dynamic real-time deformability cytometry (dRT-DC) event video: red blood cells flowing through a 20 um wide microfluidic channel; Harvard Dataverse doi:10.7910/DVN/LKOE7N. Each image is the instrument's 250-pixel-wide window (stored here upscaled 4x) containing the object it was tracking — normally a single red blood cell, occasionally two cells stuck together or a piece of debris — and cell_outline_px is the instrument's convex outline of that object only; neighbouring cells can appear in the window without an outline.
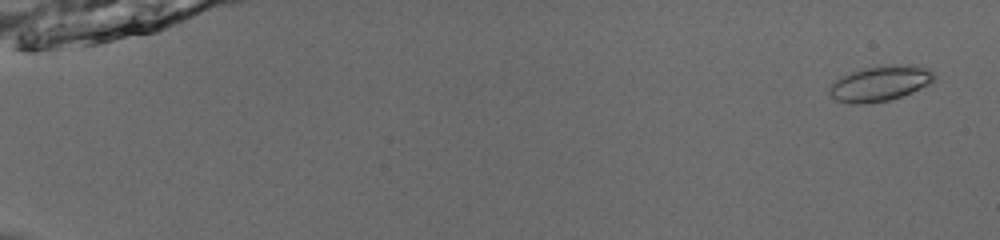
{"species": "common noctule bat (a hibernating species)", "species_latin": "Nyctalus noctula", "temperature_condition": "room temperature", "stored_images_in_passage": 54, "camera_frame_rate_fps": 3000, "um_per_image_px": 0.085, "animal": {"sex": "male", "body_mass_g": 13.0, "forearm_length_mm": 53.1}, "frame": {"image": 1, "passage_image": 3, "time_ms": 0.667, "image_size_px": [1000, 240], "cell_outline_px": [[936, 76], [928, 84], [912, 92], [888, 100], [868, 104], [852, 104], [836, 100], [828, 92], [828, 88], [840, 76], [864, 68], [892, 64], [912, 64], [928, 68]], "centroid_in_image_um": [74.79, 7.08], "position_along_channel_um": 10.2, "area_um2": 21.56}}
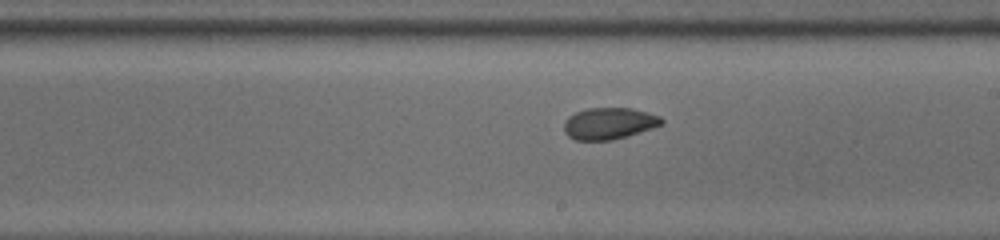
{"frame": {"image": 2, "passage_image": 34, "time_ms": 11.0, "image_size_px": [1000, 240], "cell_outline_px": [[664, 124], [628, 136], [612, 140], [576, 140], [568, 136], [564, 132], [564, 124], [568, 116], [576, 112], [588, 108], [632, 108], [648, 112], [660, 116], [664, 120]], "centroid_in_image_um": [51.79, 10.49], "position_along_channel_um": 237.2, "area_um2": 18.09}}
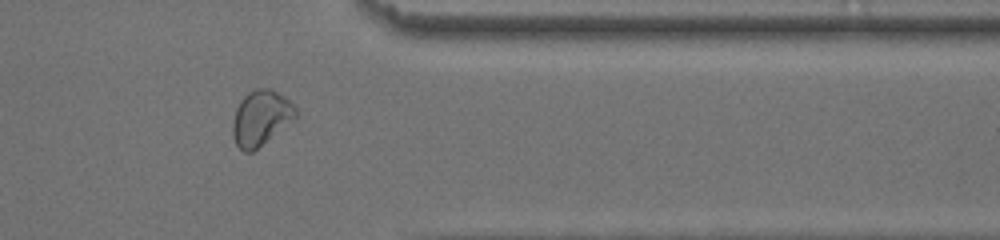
{"frame": {"image": 3, "passage_image": 46, "time_ms": 15.0, "image_size_px": [1000, 240], "cell_outline_px": [[300, 116], [252, 152], [244, 152], [236, 144], [232, 136], [232, 124], [236, 108], [240, 100], [248, 92], [256, 88], [272, 88], [288, 100], [296, 108]], "centroid_in_image_um": [22.19, 10.02], "position_along_channel_um": 389.2, "area_um2": 20.46}, "authors_computed_cell_mechanics": {"area_um2": 19.652, "velocity_mm_per_s": 3.9178, "shape_relaxation_time_tau1_ms": 3.766, "shape_relaxation_time_tau2_ms": 1.7041, "deformation_change_tau1": 0.0904, "deformation_change_tau2": 0.0539}}